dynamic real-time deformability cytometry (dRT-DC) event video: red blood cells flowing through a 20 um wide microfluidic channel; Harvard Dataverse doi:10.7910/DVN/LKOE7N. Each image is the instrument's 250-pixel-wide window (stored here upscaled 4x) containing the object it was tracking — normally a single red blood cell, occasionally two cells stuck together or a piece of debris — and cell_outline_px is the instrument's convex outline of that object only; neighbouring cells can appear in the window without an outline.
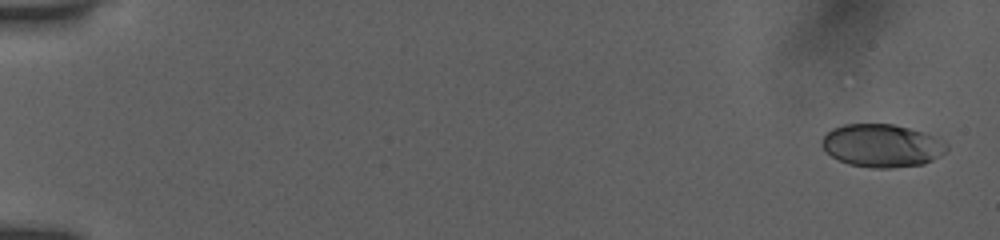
{"species": "human", "species_latin": "Homo sapiens", "temperature_condition": "room temperature", "stored_images_in_passage": 50, "camera_frame_rate_fps": 3000, "um_per_image_px": 0.085, "donor": {"sex": "female"}, "frame": {"image": 1, "passage_image": 2, "time_ms": 0.333, "image_size_px": [1000, 240], "cell_outline_px": [[948, 148], [944, 152], [932, 160], [924, 164], [888, 168], [872, 168], [848, 164], [832, 156], [820, 144], [820, 140], [832, 128], [844, 124], [892, 124], [924, 132], [948, 144]], "centroid_in_image_um": [74.94, 12.38], "position_along_channel_um": 10.1, "area_um2": 31.04}}
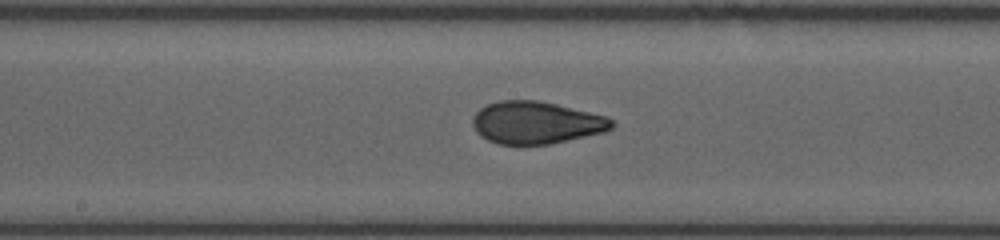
{"frame": {"image": 2, "passage_image": 28, "time_ms": 9.0, "image_size_px": [1000, 240], "cell_outline_px": [[616, 124], [612, 128], [604, 132], [548, 144], [496, 144], [480, 136], [476, 132], [472, 124], [472, 120], [476, 112], [480, 108], [488, 104], [500, 100], [536, 100], [556, 104], [608, 116]], "centroid_in_image_um": [45.57, 10.42], "position_along_channel_um": 202.6, "area_um2": 34.33}}
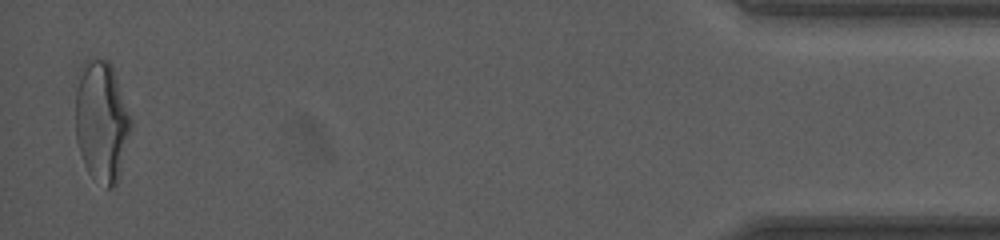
{"frame": {"image": 3, "passage_image": 50, "time_ms": 16.333, "image_size_px": [1000, 240], "cell_outline_px": [[132, 128], [120, 172], [116, 184], [112, 188], [108, 188], [92, 176], [88, 172], [84, 164], [76, 140], [76, 72], [80, 64], [84, 60], [92, 56], [104, 56], [112, 64], [132, 120]], "centroid_in_image_um": [8.62, 10.2], "position_along_channel_um": 426.6, "area_um2": 39.94}, "authors_computed_cell_mechanics": {"area_um2": 34.1309, "velocity_mm_per_s": 3.9284, "shape_relaxation_time_tau1_ms": 8.1009, "shape_relaxation_time_tau2_ms": 0.8958, "deformation_change_tau1": 0.2531, "deformation_change_tau2": 0.0632}}